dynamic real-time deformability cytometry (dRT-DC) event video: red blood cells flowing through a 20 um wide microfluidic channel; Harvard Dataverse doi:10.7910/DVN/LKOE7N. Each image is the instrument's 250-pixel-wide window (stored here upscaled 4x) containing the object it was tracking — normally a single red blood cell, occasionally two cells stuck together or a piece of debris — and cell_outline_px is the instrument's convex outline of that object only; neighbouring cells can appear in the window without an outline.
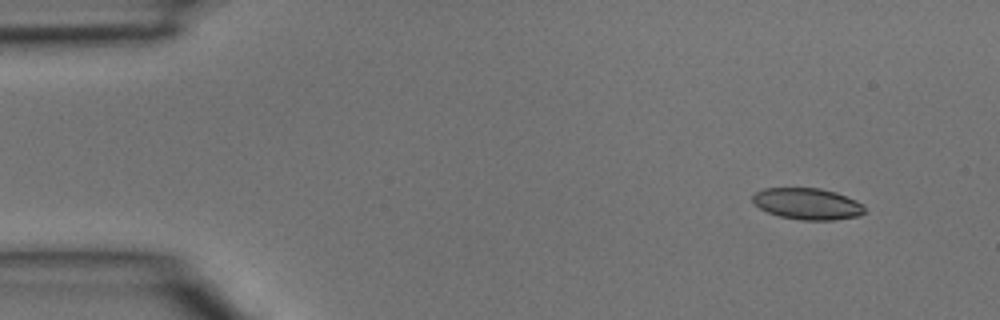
{"species": "common noctule bat (a hibernating species)", "species_latin": "Nyctalus noctula", "temperature_condition": "room temperature", "stored_images_in_passage": 3, "camera_frame_rate_fps": 3000, "um_per_image_px": 0.085, "animal": {"sex": "male", "body_mass_g": 15.6}, "frame": {"image": 1, "passage_image": 1, "time_ms": 0.0, "image_size_px": [1000, 320], "cell_outline_px": [[864, 212], [860, 216], [832, 220], [800, 220], [780, 216], [768, 212], [760, 208], [752, 200], [752, 196], [756, 192], [764, 188], [820, 188], [836, 192], [856, 200], [864, 204]], "centroid_in_image_um": [68.65, 17.32], "position_along_channel_um": 16.3, "area_um2": 20.52}}
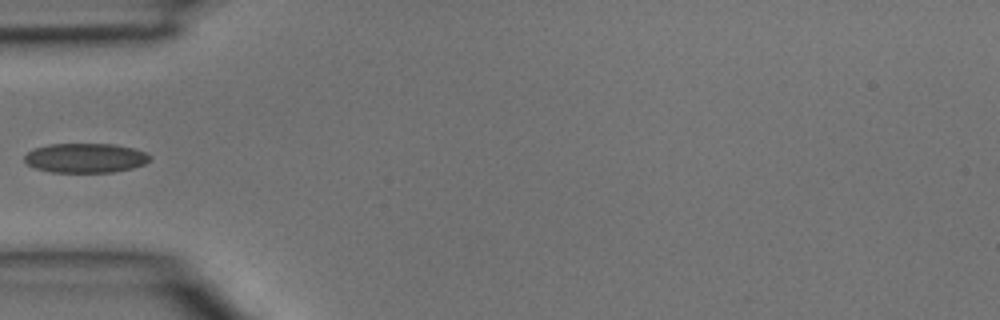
{"frame": {"image": 2, "passage_image": 3, "time_ms": 0.667, "image_size_px": [1000, 320], "cell_outline_px": [[152, 160], [144, 164], [132, 168], [112, 172], [52, 172], [36, 168], [28, 164], [24, 160], [24, 156], [32, 148], [48, 144], [116, 144], [132, 148], [144, 152], [152, 156]], "centroid_in_image_um": [7.27, 13.42], "position_along_channel_um": 77.7, "area_um2": 21.62}}